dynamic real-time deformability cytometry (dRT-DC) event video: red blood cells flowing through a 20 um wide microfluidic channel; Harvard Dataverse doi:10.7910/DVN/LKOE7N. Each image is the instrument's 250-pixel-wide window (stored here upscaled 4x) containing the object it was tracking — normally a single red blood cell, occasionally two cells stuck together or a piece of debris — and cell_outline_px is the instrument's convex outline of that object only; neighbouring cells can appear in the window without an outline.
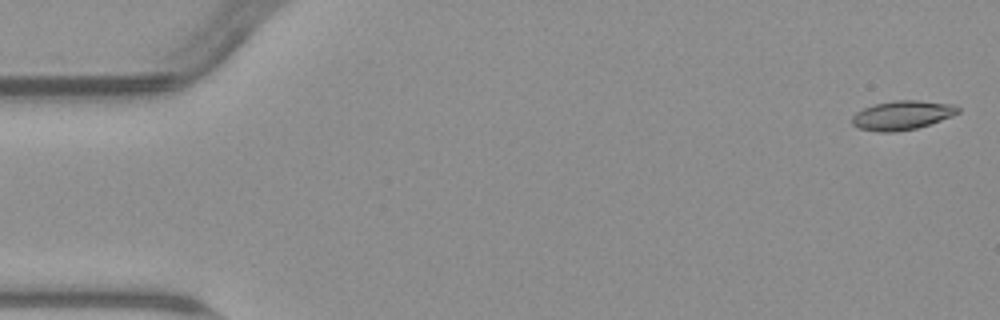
{"species": "common noctule bat (a hibernating species)", "species_latin": "Nyctalus noctula", "temperature_condition": "warm", "stored_images_in_passage": 5, "camera_frame_rate_fps": 3000, "um_per_image_px": 0.085, "animal": {"sex": "male", "body_mass_g": 23.1, "forearm_length_mm": 52.7}, "frame": {"image": 1, "passage_image": 1, "time_ms": 0.0, "image_size_px": [1000, 320], "cell_outline_px": [[960, 112], [952, 116], [916, 128], [896, 132], [880, 132], [860, 128], [852, 124], [852, 116], [856, 112], [864, 108], [876, 104], [896, 100], [916, 100], [956, 104], [960, 108]], "centroid_in_image_um": [76.71, 9.79], "position_along_channel_um": 8.3, "area_um2": 17.86}}
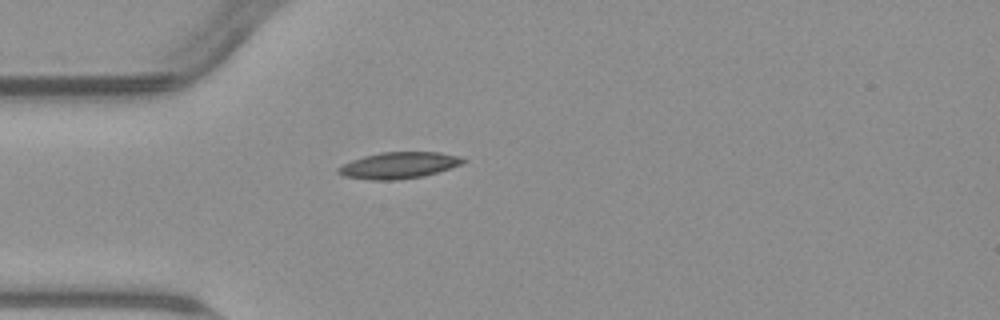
{"frame": {"image": 2, "passage_image": 5, "time_ms": 4.667, "image_size_px": [1000, 320], "cell_outline_px": [[468, 160], [460, 164], [424, 176], [396, 180], [368, 180], [344, 176], [336, 172], [336, 168], [352, 160], [364, 156], [380, 152], [440, 152], [460, 156]], "centroid_in_image_um": [33.87, 14.05], "position_along_channel_um": 51.1, "area_um2": 19.19}}